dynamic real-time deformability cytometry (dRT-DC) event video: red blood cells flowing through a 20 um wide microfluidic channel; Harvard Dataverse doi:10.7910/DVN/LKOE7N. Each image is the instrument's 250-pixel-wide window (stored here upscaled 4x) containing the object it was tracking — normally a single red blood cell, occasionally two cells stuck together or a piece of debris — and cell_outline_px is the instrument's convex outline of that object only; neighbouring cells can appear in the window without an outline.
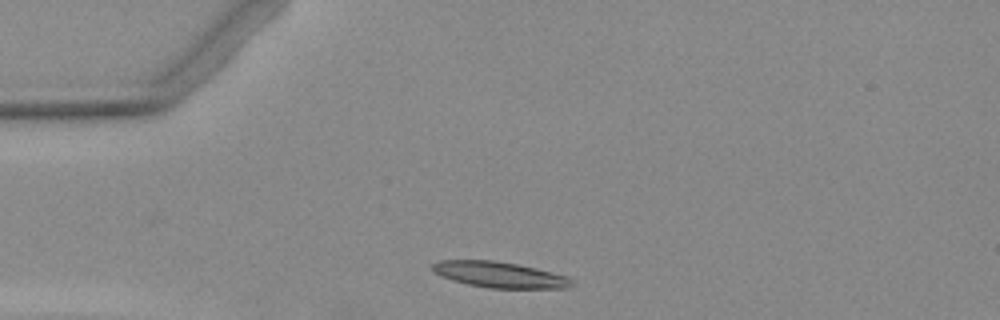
{"species": "Egyptian fruit bat (a non-hibernating species)", "species_latin": "Rousettus aegyptiacus", "temperature_condition": "warm", "stored_images_in_passage": 2, "camera_frame_rate_fps": 3000, "um_per_image_px": 0.085, "animal": {"sex": "female"}, "frame": {"image": 1, "passage_image": 1, "time_ms": 0.0, "image_size_px": [1000, 320], "cell_outline_px": [[576, 284], [568, 288], [488, 288], [468, 284], [452, 280], [440, 276], [432, 272], [432, 264], [440, 260], [496, 260], [536, 268], [568, 276]], "centroid_in_image_um": [42.47, 23.35], "position_along_channel_um": 42.5, "area_um2": 21.15}}